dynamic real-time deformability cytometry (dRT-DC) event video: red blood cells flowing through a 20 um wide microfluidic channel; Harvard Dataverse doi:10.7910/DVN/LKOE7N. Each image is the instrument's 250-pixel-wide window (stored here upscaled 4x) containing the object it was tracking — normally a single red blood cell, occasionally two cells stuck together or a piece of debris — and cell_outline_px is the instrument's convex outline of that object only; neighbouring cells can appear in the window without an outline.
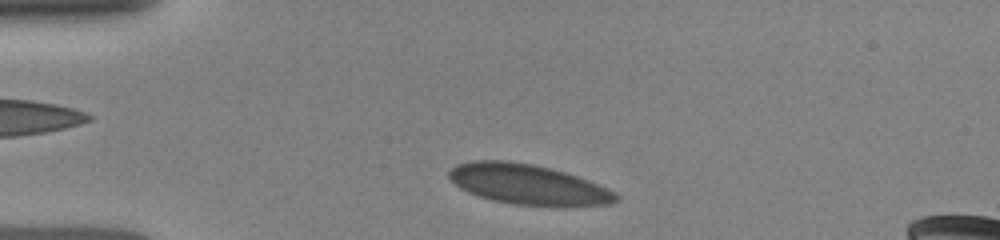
{"species": "human", "species_latin": "Homo sapiens", "temperature_condition": "room temperature", "stored_images_in_passage": 21, "camera_frame_rate_fps": 3000, "um_per_image_px": 0.085, "donor": {"sex": "female"}, "frame": {"image": 1, "passage_image": 1, "time_ms": 0.0, "image_size_px": [1000, 240], "cell_outline_px": [[620, 196], [616, 200], [608, 204], [512, 204], [492, 200], [468, 192], [460, 188], [448, 176], [448, 172], [456, 164], [472, 160], [504, 160], [532, 164], [552, 168], [588, 180], [616, 192]], "centroid_in_image_um": [44.81, 15.63], "position_along_channel_um": 40.2, "area_um2": 38.15}}
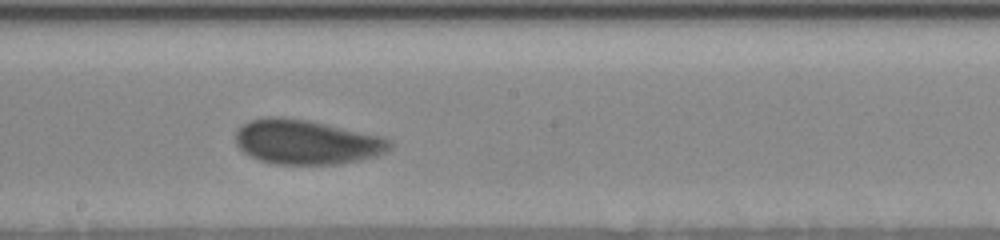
{"frame": {"image": 2, "passage_image": 11, "time_ms": 5.333, "image_size_px": [1000, 240], "cell_outline_px": [[392, 148], [376, 156], [360, 160], [340, 164], [276, 164], [260, 160], [244, 152], [236, 144], [236, 132], [244, 124], [252, 120], [264, 116], [276, 116], [308, 120], [384, 136], [392, 140]], "centroid_in_image_um": [26.1, 12.07], "position_along_channel_um": 222.1, "area_um2": 40.11}}
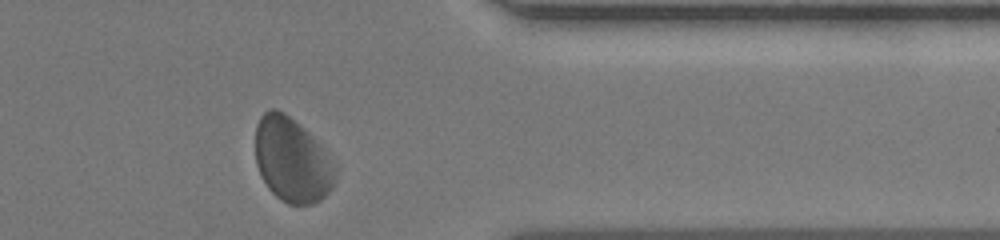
{"frame": {"image": 3, "passage_image": 19, "time_ms": 9.667, "image_size_px": [1000, 240], "cell_outline_px": [[336, 176], [332, 188], [320, 200], [312, 204], [288, 204], [280, 200], [268, 188], [260, 176], [256, 164], [256, 124], [260, 116], [268, 108], [276, 108], [284, 112], [304, 128], [320, 144], [332, 164], [336, 172]], "centroid_in_image_um": [24.79, 13.6], "position_along_channel_um": 386.6, "area_um2": 39.25}}